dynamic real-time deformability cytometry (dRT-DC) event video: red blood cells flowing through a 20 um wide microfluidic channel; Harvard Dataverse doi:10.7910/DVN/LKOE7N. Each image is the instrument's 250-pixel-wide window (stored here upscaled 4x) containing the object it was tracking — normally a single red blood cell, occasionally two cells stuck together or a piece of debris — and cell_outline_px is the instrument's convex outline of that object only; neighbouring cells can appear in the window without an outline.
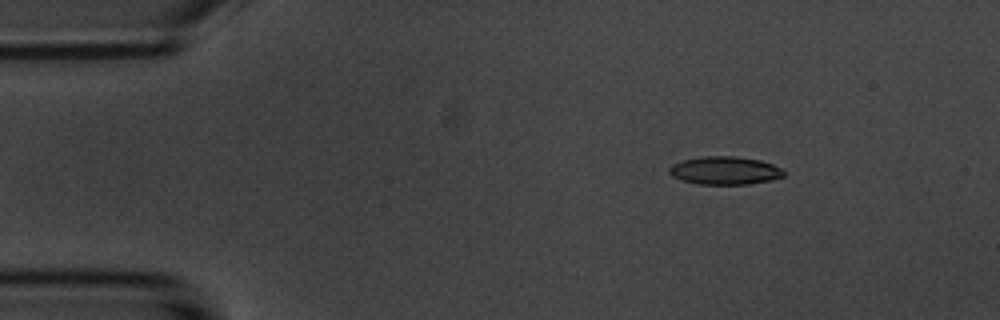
{"species": "common noctule bat (a hibernating species)", "species_latin": "Nyctalus noctula", "temperature_condition": "room temperature", "stored_images_in_passage": 55, "camera_frame_rate_fps": 3000, "um_per_image_px": 0.085, "animal": {"sex": "male", "body_mass_g": 20.1, "forearm_length_mm": 53.5}, "frame": {"image": 1, "passage_image": 7, "time_ms": 2.0, "image_size_px": [1000, 320], "cell_outline_px": [[784, 176], [772, 180], [748, 184], [700, 184], [680, 180], [672, 176], [668, 172], [668, 168], [672, 164], [684, 160], [700, 156], [736, 156], [760, 160], [772, 164], [780, 168], [784, 172]], "centroid_in_image_um": [61.59, 14.49], "position_along_channel_um": 23.4, "area_um2": 18.79}}
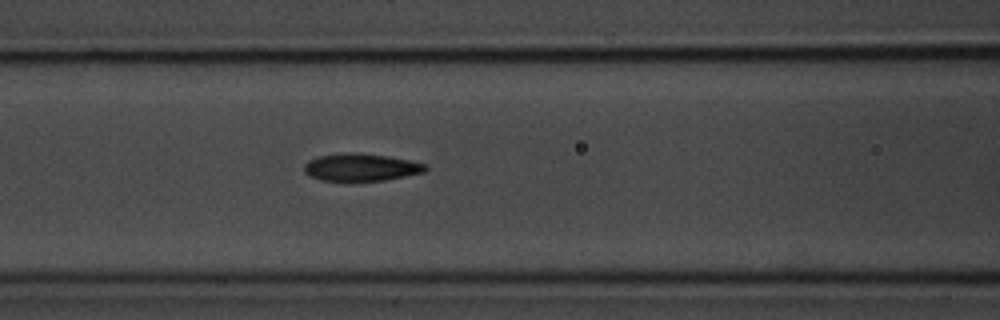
{"frame": {"image": 2, "passage_image": 22, "time_ms": 7.0, "image_size_px": [1000, 320], "cell_outline_px": [[428, 168], [424, 172], [384, 180], [320, 180], [308, 176], [304, 172], [304, 164], [308, 160], [316, 156], [348, 152], [352, 152], [388, 156], [428, 164]], "centroid_in_image_um": [30.65, 14.2], "position_along_channel_um": 135.9, "area_um2": 19.36}}
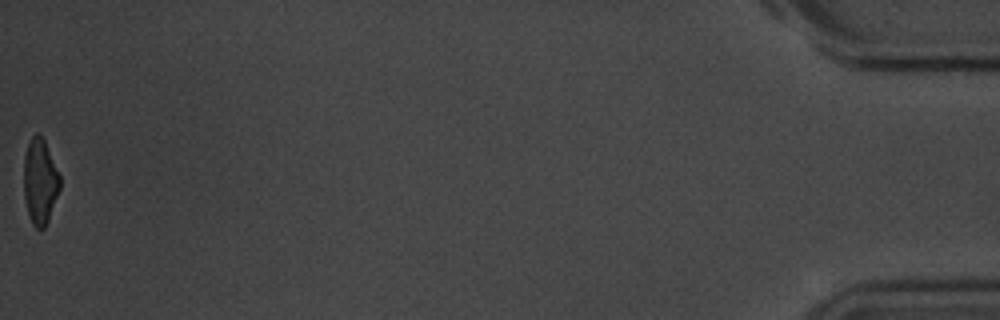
{"frame": {"image": 3, "passage_image": 55, "time_ms": 18.0, "image_size_px": [1000, 320], "cell_outline_px": [[60, 188], [48, 220], [44, 228], [36, 228], [32, 224], [28, 212], [24, 196], [24, 156], [28, 144], [32, 136], [36, 132], [44, 140], [60, 176]], "centroid_in_image_um": [3.39, 15.43], "position_along_channel_um": 431.8, "area_um2": 17.69}, "authors_computed_cell_mechanics": {"area_um2": 19.363, "velocity_mm_per_s": 3.6015, "shape_relaxation_time_tau1_ms": 3.3515, "shape_relaxation_time_tau2_ms": 2.6526, "deformation_change_tau1": 0.1301, "deformation_change_tau2": 0.1002}}